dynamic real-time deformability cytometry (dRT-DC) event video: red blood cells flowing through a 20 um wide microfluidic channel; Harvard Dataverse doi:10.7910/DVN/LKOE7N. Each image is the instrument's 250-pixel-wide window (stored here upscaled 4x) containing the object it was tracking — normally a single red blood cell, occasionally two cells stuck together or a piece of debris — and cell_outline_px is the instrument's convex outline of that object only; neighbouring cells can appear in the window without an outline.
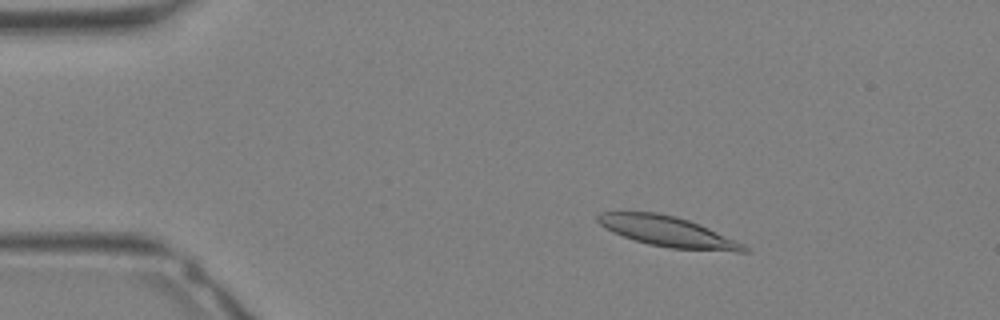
{"species": "Egyptian fruit bat (a non-hibernating species)", "species_latin": "Rousettus aegyptiacus", "temperature_condition": "warm", "stored_images_in_passage": 33, "camera_frame_rate_fps": 3000, "um_per_image_px": 0.085, "animal": {"sex": "female"}, "frame": {"image": 1, "passage_image": 6, "time_ms": 1.667, "image_size_px": [1000, 320], "cell_outline_px": [[748, 252], [736, 252], [668, 248], [648, 244], [612, 232], [600, 224], [596, 220], [596, 216], [600, 212], [656, 212], [676, 216], [688, 220], [708, 228], [736, 240], [744, 244], [748, 248]], "centroid_in_image_um": [56.77, 19.69], "position_along_channel_um": 28.2, "area_um2": 25.72}}
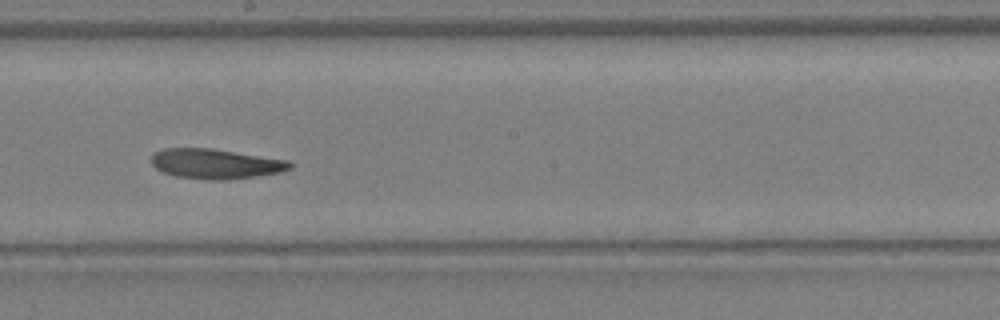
{"frame": {"image": 2, "passage_image": 19, "time_ms": 6.0, "image_size_px": [1000, 320], "cell_outline_px": [[292, 168], [280, 172], [256, 176], [228, 180], [212, 180], [176, 176], [164, 172], [156, 168], [152, 164], [152, 152], [164, 148], [212, 148], [288, 160], [292, 164]], "centroid_in_image_um": [18.32, 13.91], "position_along_channel_um": 229.9, "area_um2": 24.16}}
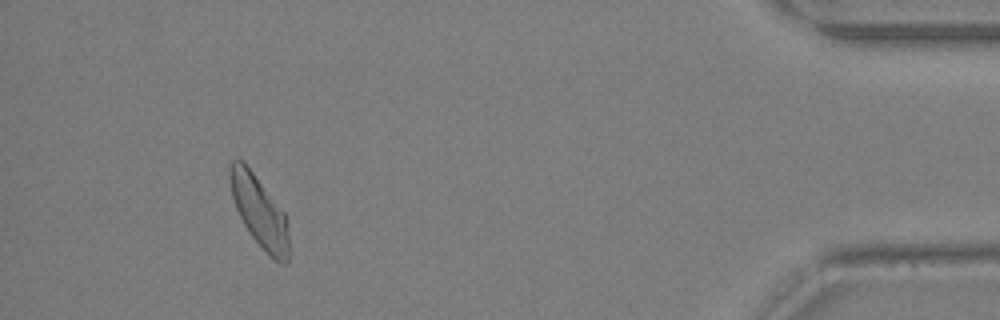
{"frame": {"image": 3, "passage_image": 31, "time_ms": 10.0, "image_size_px": [1000, 320], "cell_outline_px": [[288, 264], [284, 264], [276, 260], [252, 236], [244, 224], [236, 208], [232, 196], [228, 176], [228, 164], [232, 160], [240, 160], [252, 172], [284, 212], [288, 232]], "centroid_in_image_um": [22.02, 17.95], "position_along_channel_um": 413.2, "area_um2": 23.64}}